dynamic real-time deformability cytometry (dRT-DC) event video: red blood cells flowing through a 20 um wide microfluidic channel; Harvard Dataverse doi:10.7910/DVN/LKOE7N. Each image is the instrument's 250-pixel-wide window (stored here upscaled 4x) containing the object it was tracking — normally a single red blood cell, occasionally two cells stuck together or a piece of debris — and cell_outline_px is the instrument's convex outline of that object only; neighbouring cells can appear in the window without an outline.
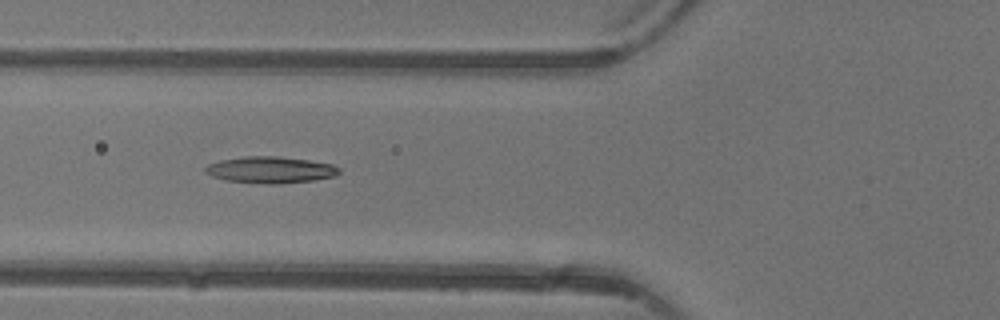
{"species": "common noctule bat (a hibernating species)", "species_latin": "Nyctalus noctula", "temperature_condition": "warm", "stored_images_in_passage": 6, "camera_frame_rate_fps": 3000, "um_per_image_px": 0.085, "animal": {"sex": "female"}, "frame": {"image": 1, "passage_image": 6, "time_ms": 5.667, "image_size_px": [1000, 320], "cell_outline_px": [[340, 172], [336, 176], [316, 180], [276, 184], [268, 184], [228, 180], [212, 176], [204, 172], [204, 168], [208, 164], [220, 160], [244, 156], [280, 156], [308, 160], [332, 164], [340, 168]], "centroid_in_image_um": [23.01, 14.43], "position_along_channel_um": 102.8, "area_um2": 20.75}}